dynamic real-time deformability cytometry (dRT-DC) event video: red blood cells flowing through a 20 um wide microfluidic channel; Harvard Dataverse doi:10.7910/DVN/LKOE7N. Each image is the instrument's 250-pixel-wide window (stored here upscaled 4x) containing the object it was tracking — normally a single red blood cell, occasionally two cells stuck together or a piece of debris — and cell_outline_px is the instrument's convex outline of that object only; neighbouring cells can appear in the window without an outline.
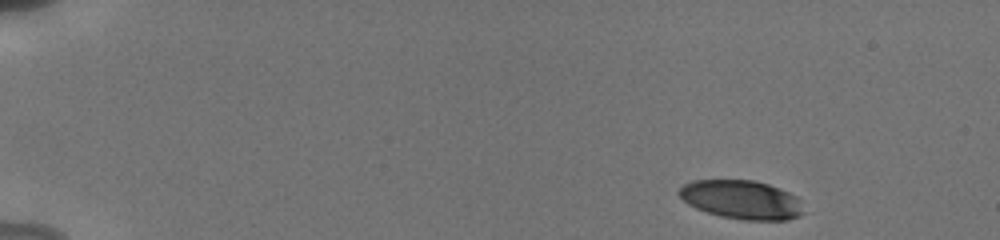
{"species": "human", "species_latin": "Homo sapiens", "temperature_condition": "cold", "stored_images_in_passage": 41, "camera_frame_rate_fps": 3000, "um_per_image_px": 0.085, "donor": {"sex": "male"}, "frame": {"image": 1, "passage_image": 1, "time_ms": 0.0, "image_size_px": [1000, 240], "cell_outline_px": [[804, 212], [800, 216], [788, 220], [744, 220], [720, 216], [696, 208], [688, 204], [676, 192], [684, 184], [692, 180], [752, 180], [768, 184], [780, 188], [796, 196], [800, 200]], "centroid_in_image_um": [63.04, 16.97], "position_along_channel_um": 22.0, "area_um2": 28.21}}
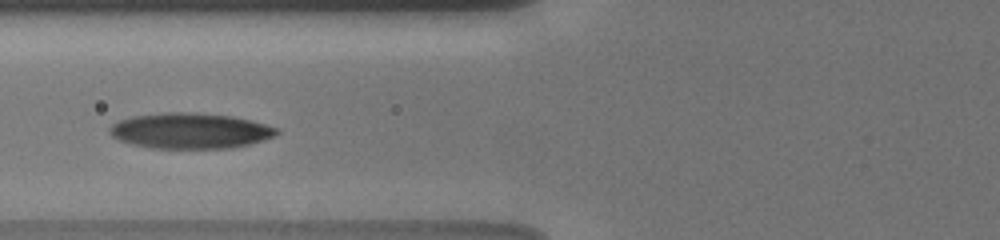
{"frame": {"image": 2, "passage_image": 14, "time_ms": 5.667, "image_size_px": [1000, 240], "cell_outline_px": [[280, 132], [276, 136], [264, 140], [232, 148], [152, 148], [132, 144], [120, 140], [112, 136], [108, 132], [108, 128], [112, 124], [120, 120], [132, 116], [164, 112], [196, 112], [232, 116], [252, 120], [276, 128]], "centroid_in_image_um": [16.16, 11.11], "position_along_channel_um": 109.6, "area_um2": 34.8}}
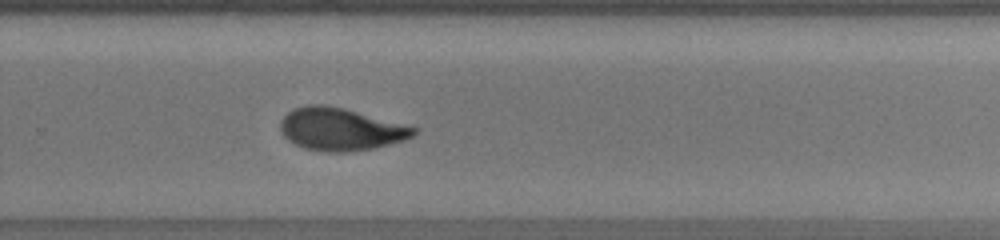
{"frame": {"image": 3, "passage_image": 26, "time_ms": 10.667, "image_size_px": [1000, 240], "cell_outline_px": [[420, 128], [412, 136], [404, 140], [372, 148], [344, 152], [324, 152], [304, 148], [288, 140], [284, 136], [280, 128], [280, 120], [292, 108], [308, 104], [324, 104], [344, 108]], "centroid_in_image_um": [28.93, 10.97], "position_along_channel_um": 300.9, "area_um2": 33.06}, "authors_computed_cell_mechanics": {"area_um2": 32.3102, "velocity_mm_per_s": 3.8372, "shape_relaxation_time_tau1_ms": 3.6186, "shape_relaxation_time_tau2_ms": 2.4413, "deformation_change_tau1": 0.1738, "deformation_change_tau2": 0.0868}}